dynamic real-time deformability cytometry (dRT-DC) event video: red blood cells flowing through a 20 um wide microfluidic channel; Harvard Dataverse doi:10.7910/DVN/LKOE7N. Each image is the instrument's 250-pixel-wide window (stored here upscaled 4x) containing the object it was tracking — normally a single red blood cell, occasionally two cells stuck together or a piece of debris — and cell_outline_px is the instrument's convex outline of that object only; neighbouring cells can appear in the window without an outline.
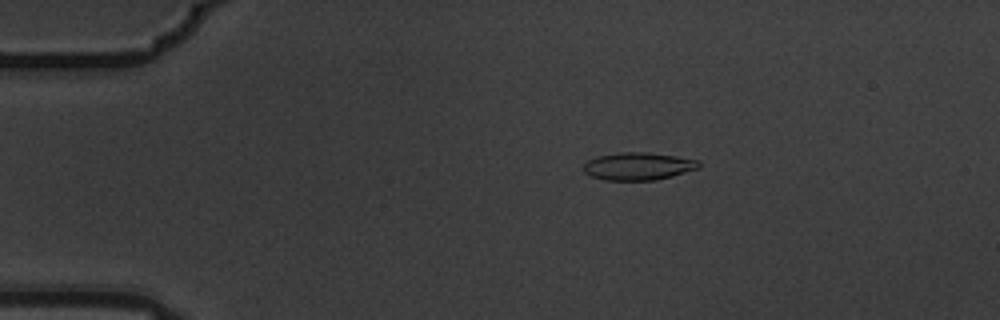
{"species": "common noctule bat (a hibernating species)", "species_latin": "Nyctalus noctula", "temperature_condition": "warm", "stored_images_in_passage": 6, "camera_frame_rate_fps": 3000, "um_per_image_px": 0.085, "animal": {"sex": "male", "body_mass_g": 19.5, "forearm_length_mm": 54.6}, "frame": {"image": 1, "passage_image": 4, "time_ms": 1.0, "image_size_px": [1000, 320], "cell_outline_px": [[700, 168], [672, 176], [656, 180], [604, 180], [592, 176], [584, 172], [584, 164], [588, 160], [596, 156], [620, 152], [648, 152], [676, 156], [700, 160]], "centroid_in_image_um": [54.27, 14.12], "position_along_channel_um": 30.7, "area_um2": 18.67}}